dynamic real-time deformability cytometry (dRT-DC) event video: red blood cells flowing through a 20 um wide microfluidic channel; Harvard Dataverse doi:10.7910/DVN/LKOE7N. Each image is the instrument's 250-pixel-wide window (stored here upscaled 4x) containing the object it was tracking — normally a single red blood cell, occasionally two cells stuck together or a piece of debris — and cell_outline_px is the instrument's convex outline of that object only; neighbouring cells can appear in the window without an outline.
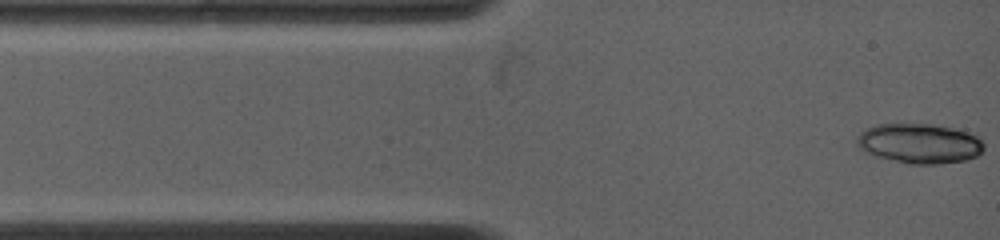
{"species": "common noctule bat (a hibernating species)", "species_latin": "Nyctalus noctula", "temperature_condition": "warm", "stored_images_in_passage": 8, "camera_frame_rate_fps": 4500, "um_per_image_px": 0.085, "animal": {"sex": "female", "body_mass_g": 19.0, "forearm_length_mm": 53.3}, "frame": {"image": 1, "passage_image": 1, "time_ms": 0.0, "image_size_px": [1000, 240], "cell_outline_px": [[984, 148], [976, 156], [964, 160], [940, 164], [908, 164], [876, 156], [864, 152], [856, 144], [856, 136], [860, 132], [876, 124], [932, 124], [952, 128], [976, 136], [984, 144]], "centroid_in_image_um": [78.1, 12.2], "position_along_channel_um": 6.9, "area_um2": 29.36}}